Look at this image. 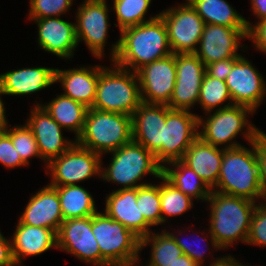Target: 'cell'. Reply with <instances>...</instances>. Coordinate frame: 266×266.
Wrapping results in <instances>:
<instances>
[{
    "label": "cell",
    "mask_w": 266,
    "mask_h": 266,
    "mask_svg": "<svg viewBox=\"0 0 266 266\" xmlns=\"http://www.w3.org/2000/svg\"><path fill=\"white\" fill-rule=\"evenodd\" d=\"M171 53L166 25L158 16L120 31V38L112 45L110 56L112 63L136 72Z\"/></svg>",
    "instance_id": "cell-1"
},
{
    "label": "cell",
    "mask_w": 266,
    "mask_h": 266,
    "mask_svg": "<svg viewBox=\"0 0 266 266\" xmlns=\"http://www.w3.org/2000/svg\"><path fill=\"white\" fill-rule=\"evenodd\" d=\"M206 202L210 204L208 233L212 247L223 250L235 241L246 244L256 202L213 190Z\"/></svg>",
    "instance_id": "cell-2"
},
{
    "label": "cell",
    "mask_w": 266,
    "mask_h": 266,
    "mask_svg": "<svg viewBox=\"0 0 266 266\" xmlns=\"http://www.w3.org/2000/svg\"><path fill=\"white\" fill-rule=\"evenodd\" d=\"M250 145L252 149L245 146L223 148L220 174L213 191L246 198L254 202L264 199L259 178L255 141L251 142Z\"/></svg>",
    "instance_id": "cell-3"
},
{
    "label": "cell",
    "mask_w": 266,
    "mask_h": 266,
    "mask_svg": "<svg viewBox=\"0 0 266 266\" xmlns=\"http://www.w3.org/2000/svg\"><path fill=\"white\" fill-rule=\"evenodd\" d=\"M92 233L100 250V266L139 264L141 239L106 213L92 215Z\"/></svg>",
    "instance_id": "cell-4"
},
{
    "label": "cell",
    "mask_w": 266,
    "mask_h": 266,
    "mask_svg": "<svg viewBox=\"0 0 266 266\" xmlns=\"http://www.w3.org/2000/svg\"><path fill=\"white\" fill-rule=\"evenodd\" d=\"M132 140V116L88 108L82 133L75 141L102 155Z\"/></svg>",
    "instance_id": "cell-5"
},
{
    "label": "cell",
    "mask_w": 266,
    "mask_h": 266,
    "mask_svg": "<svg viewBox=\"0 0 266 266\" xmlns=\"http://www.w3.org/2000/svg\"><path fill=\"white\" fill-rule=\"evenodd\" d=\"M112 65L111 69L100 65L96 96L91 108L132 116L142 103L137 74L114 63Z\"/></svg>",
    "instance_id": "cell-6"
},
{
    "label": "cell",
    "mask_w": 266,
    "mask_h": 266,
    "mask_svg": "<svg viewBox=\"0 0 266 266\" xmlns=\"http://www.w3.org/2000/svg\"><path fill=\"white\" fill-rule=\"evenodd\" d=\"M113 157L106 168L101 166V178L120 184L121 189L137 188L149 183H138L144 175L162 176L163 166L153 153L133 140L110 152ZM138 183V184H137Z\"/></svg>",
    "instance_id": "cell-7"
},
{
    "label": "cell",
    "mask_w": 266,
    "mask_h": 266,
    "mask_svg": "<svg viewBox=\"0 0 266 266\" xmlns=\"http://www.w3.org/2000/svg\"><path fill=\"white\" fill-rule=\"evenodd\" d=\"M253 113L255 112L248 107L234 104L219 110L215 109L214 113L208 115L206 119L199 117L198 127L201 129L198 131L199 137L215 147L223 144L224 149L237 148L243 145L233 139L246 128L248 130L242 132L243 137L245 136L246 141L251 143L261 132L246 119L249 114L253 115Z\"/></svg>",
    "instance_id": "cell-8"
},
{
    "label": "cell",
    "mask_w": 266,
    "mask_h": 266,
    "mask_svg": "<svg viewBox=\"0 0 266 266\" xmlns=\"http://www.w3.org/2000/svg\"><path fill=\"white\" fill-rule=\"evenodd\" d=\"M102 156L76 142L63 154L45 166L51 174L50 186L77 185L94 175L101 176Z\"/></svg>",
    "instance_id": "cell-9"
},
{
    "label": "cell",
    "mask_w": 266,
    "mask_h": 266,
    "mask_svg": "<svg viewBox=\"0 0 266 266\" xmlns=\"http://www.w3.org/2000/svg\"><path fill=\"white\" fill-rule=\"evenodd\" d=\"M171 7L159 13L163 19L172 53H194L201 39L205 22L190 4Z\"/></svg>",
    "instance_id": "cell-10"
},
{
    "label": "cell",
    "mask_w": 266,
    "mask_h": 266,
    "mask_svg": "<svg viewBox=\"0 0 266 266\" xmlns=\"http://www.w3.org/2000/svg\"><path fill=\"white\" fill-rule=\"evenodd\" d=\"M198 119V115L188 110H172L166 105L162 166H167L166 163L183 158L191 144L199 137Z\"/></svg>",
    "instance_id": "cell-11"
},
{
    "label": "cell",
    "mask_w": 266,
    "mask_h": 266,
    "mask_svg": "<svg viewBox=\"0 0 266 266\" xmlns=\"http://www.w3.org/2000/svg\"><path fill=\"white\" fill-rule=\"evenodd\" d=\"M106 0H85L77 8L76 37L78 44L84 41L93 56L101 59L106 46L109 18Z\"/></svg>",
    "instance_id": "cell-12"
},
{
    "label": "cell",
    "mask_w": 266,
    "mask_h": 266,
    "mask_svg": "<svg viewBox=\"0 0 266 266\" xmlns=\"http://www.w3.org/2000/svg\"><path fill=\"white\" fill-rule=\"evenodd\" d=\"M136 74L142 102L168 105L176 82V54L146 64Z\"/></svg>",
    "instance_id": "cell-13"
},
{
    "label": "cell",
    "mask_w": 266,
    "mask_h": 266,
    "mask_svg": "<svg viewBox=\"0 0 266 266\" xmlns=\"http://www.w3.org/2000/svg\"><path fill=\"white\" fill-rule=\"evenodd\" d=\"M205 64L194 53L176 54V82L170 103L172 110H188L198 104Z\"/></svg>",
    "instance_id": "cell-14"
},
{
    "label": "cell",
    "mask_w": 266,
    "mask_h": 266,
    "mask_svg": "<svg viewBox=\"0 0 266 266\" xmlns=\"http://www.w3.org/2000/svg\"><path fill=\"white\" fill-rule=\"evenodd\" d=\"M257 70L240 55L225 81L233 104L248 107L254 112L266 97V81Z\"/></svg>",
    "instance_id": "cell-15"
},
{
    "label": "cell",
    "mask_w": 266,
    "mask_h": 266,
    "mask_svg": "<svg viewBox=\"0 0 266 266\" xmlns=\"http://www.w3.org/2000/svg\"><path fill=\"white\" fill-rule=\"evenodd\" d=\"M247 27H228L217 24H205L199 49L194 54L206 65L224 60L227 58H237L238 48H244L239 40L247 38Z\"/></svg>",
    "instance_id": "cell-16"
},
{
    "label": "cell",
    "mask_w": 266,
    "mask_h": 266,
    "mask_svg": "<svg viewBox=\"0 0 266 266\" xmlns=\"http://www.w3.org/2000/svg\"><path fill=\"white\" fill-rule=\"evenodd\" d=\"M91 230L92 216L64 220L57 232V249L100 266V250Z\"/></svg>",
    "instance_id": "cell-17"
},
{
    "label": "cell",
    "mask_w": 266,
    "mask_h": 266,
    "mask_svg": "<svg viewBox=\"0 0 266 266\" xmlns=\"http://www.w3.org/2000/svg\"><path fill=\"white\" fill-rule=\"evenodd\" d=\"M166 121L165 104L142 102L132 114V139L153 153L162 165L163 125Z\"/></svg>",
    "instance_id": "cell-18"
},
{
    "label": "cell",
    "mask_w": 266,
    "mask_h": 266,
    "mask_svg": "<svg viewBox=\"0 0 266 266\" xmlns=\"http://www.w3.org/2000/svg\"><path fill=\"white\" fill-rule=\"evenodd\" d=\"M34 106L26 124L32 130L40 156L47 164L53 158L66 152L76 141H69L62 136L63 128L40 103H36Z\"/></svg>",
    "instance_id": "cell-19"
},
{
    "label": "cell",
    "mask_w": 266,
    "mask_h": 266,
    "mask_svg": "<svg viewBox=\"0 0 266 266\" xmlns=\"http://www.w3.org/2000/svg\"><path fill=\"white\" fill-rule=\"evenodd\" d=\"M38 26V45L61 59L73 57L78 46L75 24L60 17L31 19Z\"/></svg>",
    "instance_id": "cell-20"
},
{
    "label": "cell",
    "mask_w": 266,
    "mask_h": 266,
    "mask_svg": "<svg viewBox=\"0 0 266 266\" xmlns=\"http://www.w3.org/2000/svg\"><path fill=\"white\" fill-rule=\"evenodd\" d=\"M137 188L121 189L111 192L105 201V213L119 221L140 239L151 233V225L145 220L137 207Z\"/></svg>",
    "instance_id": "cell-21"
},
{
    "label": "cell",
    "mask_w": 266,
    "mask_h": 266,
    "mask_svg": "<svg viewBox=\"0 0 266 266\" xmlns=\"http://www.w3.org/2000/svg\"><path fill=\"white\" fill-rule=\"evenodd\" d=\"M19 220L26 225L59 231L64 221L57 190L47 185L28 201Z\"/></svg>",
    "instance_id": "cell-22"
},
{
    "label": "cell",
    "mask_w": 266,
    "mask_h": 266,
    "mask_svg": "<svg viewBox=\"0 0 266 266\" xmlns=\"http://www.w3.org/2000/svg\"><path fill=\"white\" fill-rule=\"evenodd\" d=\"M11 238L16 266H22L23 257L40 255L53 247L57 249V233L54 230L26 225L20 220Z\"/></svg>",
    "instance_id": "cell-23"
},
{
    "label": "cell",
    "mask_w": 266,
    "mask_h": 266,
    "mask_svg": "<svg viewBox=\"0 0 266 266\" xmlns=\"http://www.w3.org/2000/svg\"><path fill=\"white\" fill-rule=\"evenodd\" d=\"M100 75V65L61 70L55 69V82H60L64 93L74 101L93 106L96 87Z\"/></svg>",
    "instance_id": "cell-24"
},
{
    "label": "cell",
    "mask_w": 266,
    "mask_h": 266,
    "mask_svg": "<svg viewBox=\"0 0 266 266\" xmlns=\"http://www.w3.org/2000/svg\"><path fill=\"white\" fill-rule=\"evenodd\" d=\"M54 83V68L29 67L0 74V87L5 95H30Z\"/></svg>",
    "instance_id": "cell-25"
},
{
    "label": "cell",
    "mask_w": 266,
    "mask_h": 266,
    "mask_svg": "<svg viewBox=\"0 0 266 266\" xmlns=\"http://www.w3.org/2000/svg\"><path fill=\"white\" fill-rule=\"evenodd\" d=\"M222 159L223 147H215L198 137L181 160L192 168L212 190L218 182Z\"/></svg>",
    "instance_id": "cell-26"
},
{
    "label": "cell",
    "mask_w": 266,
    "mask_h": 266,
    "mask_svg": "<svg viewBox=\"0 0 266 266\" xmlns=\"http://www.w3.org/2000/svg\"><path fill=\"white\" fill-rule=\"evenodd\" d=\"M41 106L63 129L74 132L77 140L82 133L88 111L84 104L61 94Z\"/></svg>",
    "instance_id": "cell-27"
},
{
    "label": "cell",
    "mask_w": 266,
    "mask_h": 266,
    "mask_svg": "<svg viewBox=\"0 0 266 266\" xmlns=\"http://www.w3.org/2000/svg\"><path fill=\"white\" fill-rule=\"evenodd\" d=\"M166 164L174 168L163 166L162 171V175L171 184L192 199L208 200L212 190L192 168L187 166L182 160H174Z\"/></svg>",
    "instance_id": "cell-28"
},
{
    "label": "cell",
    "mask_w": 266,
    "mask_h": 266,
    "mask_svg": "<svg viewBox=\"0 0 266 266\" xmlns=\"http://www.w3.org/2000/svg\"><path fill=\"white\" fill-rule=\"evenodd\" d=\"M52 187L57 190L64 220L89 217L97 212L93 196L82 186Z\"/></svg>",
    "instance_id": "cell-29"
},
{
    "label": "cell",
    "mask_w": 266,
    "mask_h": 266,
    "mask_svg": "<svg viewBox=\"0 0 266 266\" xmlns=\"http://www.w3.org/2000/svg\"><path fill=\"white\" fill-rule=\"evenodd\" d=\"M205 24L247 27V20L226 0H188Z\"/></svg>",
    "instance_id": "cell-30"
},
{
    "label": "cell",
    "mask_w": 266,
    "mask_h": 266,
    "mask_svg": "<svg viewBox=\"0 0 266 266\" xmlns=\"http://www.w3.org/2000/svg\"><path fill=\"white\" fill-rule=\"evenodd\" d=\"M149 243H152L151 258L146 266H172L182 254L181 248L166 229L158 234L151 232L142 238L141 250Z\"/></svg>",
    "instance_id": "cell-31"
},
{
    "label": "cell",
    "mask_w": 266,
    "mask_h": 266,
    "mask_svg": "<svg viewBox=\"0 0 266 266\" xmlns=\"http://www.w3.org/2000/svg\"><path fill=\"white\" fill-rule=\"evenodd\" d=\"M227 101L228 103L222 107L223 103ZM198 103L201 105L203 111L207 113L205 115L213 112L212 110L215 108L219 110L233 105L226 82L213 78L207 73L200 87Z\"/></svg>",
    "instance_id": "cell-32"
},
{
    "label": "cell",
    "mask_w": 266,
    "mask_h": 266,
    "mask_svg": "<svg viewBox=\"0 0 266 266\" xmlns=\"http://www.w3.org/2000/svg\"><path fill=\"white\" fill-rule=\"evenodd\" d=\"M152 0H114L113 10L116 14L119 32L125 28L156 19L159 14L145 20V15Z\"/></svg>",
    "instance_id": "cell-33"
},
{
    "label": "cell",
    "mask_w": 266,
    "mask_h": 266,
    "mask_svg": "<svg viewBox=\"0 0 266 266\" xmlns=\"http://www.w3.org/2000/svg\"><path fill=\"white\" fill-rule=\"evenodd\" d=\"M162 223L167 222L168 217L179 216L193 206V199L184 194L163 175L159 178Z\"/></svg>",
    "instance_id": "cell-34"
},
{
    "label": "cell",
    "mask_w": 266,
    "mask_h": 266,
    "mask_svg": "<svg viewBox=\"0 0 266 266\" xmlns=\"http://www.w3.org/2000/svg\"><path fill=\"white\" fill-rule=\"evenodd\" d=\"M137 207L145 220L152 226L162 224L160 184L137 187Z\"/></svg>",
    "instance_id": "cell-35"
},
{
    "label": "cell",
    "mask_w": 266,
    "mask_h": 266,
    "mask_svg": "<svg viewBox=\"0 0 266 266\" xmlns=\"http://www.w3.org/2000/svg\"><path fill=\"white\" fill-rule=\"evenodd\" d=\"M5 132L10 136L14 148L27 165L30 164L29 158L42 159L36 139L27 124L10 127L9 130L7 128Z\"/></svg>",
    "instance_id": "cell-36"
},
{
    "label": "cell",
    "mask_w": 266,
    "mask_h": 266,
    "mask_svg": "<svg viewBox=\"0 0 266 266\" xmlns=\"http://www.w3.org/2000/svg\"><path fill=\"white\" fill-rule=\"evenodd\" d=\"M29 4V19H40L59 17L66 13L73 0H30Z\"/></svg>",
    "instance_id": "cell-37"
},
{
    "label": "cell",
    "mask_w": 266,
    "mask_h": 266,
    "mask_svg": "<svg viewBox=\"0 0 266 266\" xmlns=\"http://www.w3.org/2000/svg\"><path fill=\"white\" fill-rule=\"evenodd\" d=\"M251 217L250 231L246 244L266 247V202L257 203Z\"/></svg>",
    "instance_id": "cell-38"
},
{
    "label": "cell",
    "mask_w": 266,
    "mask_h": 266,
    "mask_svg": "<svg viewBox=\"0 0 266 266\" xmlns=\"http://www.w3.org/2000/svg\"><path fill=\"white\" fill-rule=\"evenodd\" d=\"M0 163L10 169L27 165L17 153L10 136L5 131H0Z\"/></svg>",
    "instance_id": "cell-39"
},
{
    "label": "cell",
    "mask_w": 266,
    "mask_h": 266,
    "mask_svg": "<svg viewBox=\"0 0 266 266\" xmlns=\"http://www.w3.org/2000/svg\"><path fill=\"white\" fill-rule=\"evenodd\" d=\"M255 149L259 165V178L264 197L266 201V133L260 132L255 138Z\"/></svg>",
    "instance_id": "cell-40"
},
{
    "label": "cell",
    "mask_w": 266,
    "mask_h": 266,
    "mask_svg": "<svg viewBox=\"0 0 266 266\" xmlns=\"http://www.w3.org/2000/svg\"><path fill=\"white\" fill-rule=\"evenodd\" d=\"M246 25L248 28L247 38L253 40L252 42L258 51L266 53V18L254 25L247 21Z\"/></svg>",
    "instance_id": "cell-41"
},
{
    "label": "cell",
    "mask_w": 266,
    "mask_h": 266,
    "mask_svg": "<svg viewBox=\"0 0 266 266\" xmlns=\"http://www.w3.org/2000/svg\"><path fill=\"white\" fill-rule=\"evenodd\" d=\"M237 62V58H227L212 62L205 66L206 73L223 81H226L228 74L231 72L233 65Z\"/></svg>",
    "instance_id": "cell-42"
},
{
    "label": "cell",
    "mask_w": 266,
    "mask_h": 266,
    "mask_svg": "<svg viewBox=\"0 0 266 266\" xmlns=\"http://www.w3.org/2000/svg\"><path fill=\"white\" fill-rule=\"evenodd\" d=\"M173 236V239L175 240V242L179 245V247L182 250L183 254H186L189 258H191L194 262H196L199 266H202L204 263V252L199 251L198 249H195L194 247H192V245H194L193 243H197L196 241H194L193 243L189 244L187 242H185L184 240L182 241L180 238L176 237L174 233H170ZM202 240H207L206 236L201 238ZM200 242V241H199ZM197 246V245H196ZM206 253V252H205Z\"/></svg>",
    "instance_id": "cell-43"
},
{
    "label": "cell",
    "mask_w": 266,
    "mask_h": 266,
    "mask_svg": "<svg viewBox=\"0 0 266 266\" xmlns=\"http://www.w3.org/2000/svg\"><path fill=\"white\" fill-rule=\"evenodd\" d=\"M0 266H16L13 256L10 238L7 240L0 232Z\"/></svg>",
    "instance_id": "cell-44"
},
{
    "label": "cell",
    "mask_w": 266,
    "mask_h": 266,
    "mask_svg": "<svg viewBox=\"0 0 266 266\" xmlns=\"http://www.w3.org/2000/svg\"><path fill=\"white\" fill-rule=\"evenodd\" d=\"M251 8L259 21L266 18V0H251Z\"/></svg>",
    "instance_id": "cell-45"
},
{
    "label": "cell",
    "mask_w": 266,
    "mask_h": 266,
    "mask_svg": "<svg viewBox=\"0 0 266 266\" xmlns=\"http://www.w3.org/2000/svg\"><path fill=\"white\" fill-rule=\"evenodd\" d=\"M209 266H244L243 263H240L239 260L237 261L231 255L223 256L214 259L213 262Z\"/></svg>",
    "instance_id": "cell-46"
},
{
    "label": "cell",
    "mask_w": 266,
    "mask_h": 266,
    "mask_svg": "<svg viewBox=\"0 0 266 266\" xmlns=\"http://www.w3.org/2000/svg\"><path fill=\"white\" fill-rule=\"evenodd\" d=\"M0 95H5L0 87ZM1 96H0V131H5L8 127V122L6 120V111H5V108H4V103L1 99Z\"/></svg>",
    "instance_id": "cell-47"
},
{
    "label": "cell",
    "mask_w": 266,
    "mask_h": 266,
    "mask_svg": "<svg viewBox=\"0 0 266 266\" xmlns=\"http://www.w3.org/2000/svg\"><path fill=\"white\" fill-rule=\"evenodd\" d=\"M172 266H199V265L196 262H194L191 258H189L186 254L182 253Z\"/></svg>",
    "instance_id": "cell-48"
}]
</instances>
